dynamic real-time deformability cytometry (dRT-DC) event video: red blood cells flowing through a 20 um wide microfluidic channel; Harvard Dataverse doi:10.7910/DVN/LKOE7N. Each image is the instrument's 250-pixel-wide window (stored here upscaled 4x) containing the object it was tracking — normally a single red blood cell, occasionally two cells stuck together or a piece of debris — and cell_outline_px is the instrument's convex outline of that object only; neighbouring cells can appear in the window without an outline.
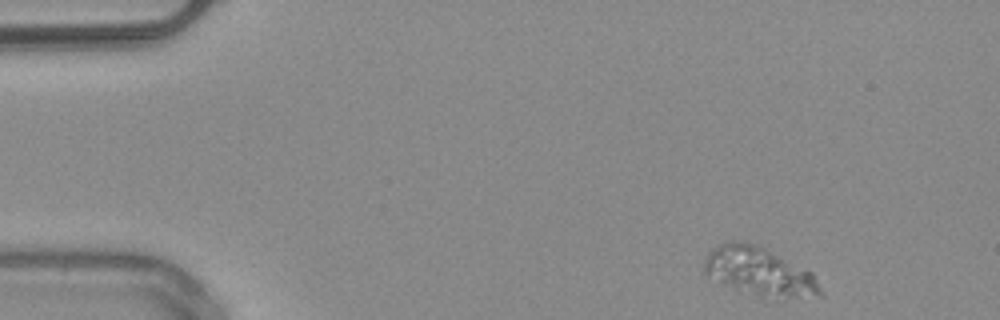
{"species": "common noctule bat (a hibernating species)", "species_latin": "Nyctalus noctula", "temperature_condition": "warm", "stored_images_in_passage": 21, "camera_frame_rate_fps": 3000, "um_per_image_px": 0.085, "animal": {"sex": "male", "body_mass_g": 20.4}, "frame": {"image": 1, "passage_image": 1, "time_ms": 0.0, "image_size_px": [1000, 320], "cell_outline_px": [[824, 296], [760, 296], [736, 292], [704, 276], [704, 260], [708, 252], [712, 248], [728, 240], [740, 240], [756, 244], [812, 272], [824, 292]], "centroid_in_image_um": [64.45, 23.08], "position_along_channel_um": 20.6, "area_um2": 33.06}}